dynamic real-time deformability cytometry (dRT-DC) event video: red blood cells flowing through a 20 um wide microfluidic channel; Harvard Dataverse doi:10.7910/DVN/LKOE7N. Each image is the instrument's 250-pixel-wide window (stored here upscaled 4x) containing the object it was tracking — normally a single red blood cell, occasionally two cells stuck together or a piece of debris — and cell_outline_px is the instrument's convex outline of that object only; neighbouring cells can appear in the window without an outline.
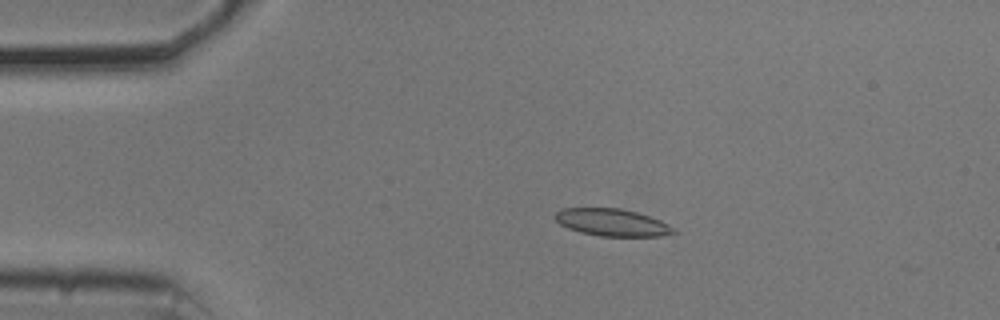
{"species": "common noctule bat (a hibernating species)", "species_latin": "Nyctalus noctula", "temperature_condition": "cold", "stored_images_in_passage": 14, "camera_frame_rate_fps": 3000, "um_per_image_px": 0.085, "animal": {"sex": "male", "body_mass_g": 20.5, "forearm_length_mm": 52.5}, "frame": {"image": 1, "passage_image": 11, "time_ms": 3.333, "image_size_px": [1000, 320], "cell_outline_px": [[676, 232], [660, 236], [600, 236], [580, 232], [568, 228], [560, 224], [552, 216], [560, 208], [620, 208], [636, 212], [660, 220], [676, 228]], "centroid_in_image_um": [52.0, 18.9], "position_along_channel_um": 33.0, "area_um2": 18.84}}